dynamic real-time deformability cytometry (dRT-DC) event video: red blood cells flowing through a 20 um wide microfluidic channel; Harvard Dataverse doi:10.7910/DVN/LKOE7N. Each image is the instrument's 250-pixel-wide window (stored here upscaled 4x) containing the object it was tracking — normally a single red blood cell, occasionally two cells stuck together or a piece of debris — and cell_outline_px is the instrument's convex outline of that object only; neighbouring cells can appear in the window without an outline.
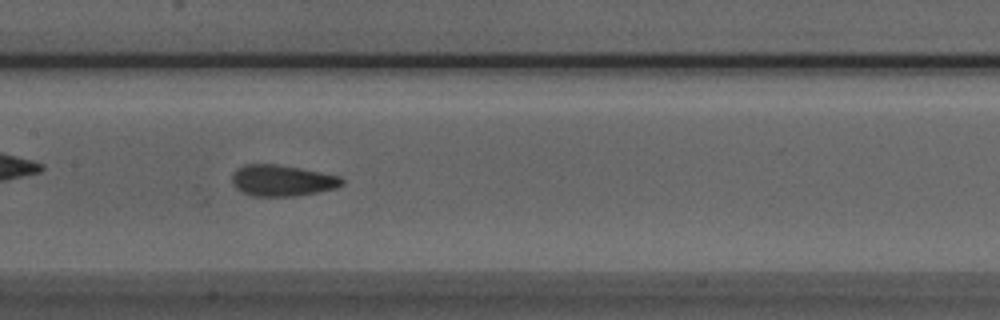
{"species": "Egyptian fruit bat (a non-hibernating species)", "species_latin": "Rousettus aegyptiacus", "temperature_condition": "room temperature", "stored_images_in_passage": 51, "camera_frame_rate_fps": 3000, "um_per_image_px": 0.085, "animal": {"sex": "male"}, "frame": {"image": 1, "passage_image": 24, "time_ms": 7.667, "image_size_px": [1000, 320], "cell_outline_px": [[344, 184], [336, 188], [296, 196], [252, 196], [236, 188], [232, 184], [232, 176], [236, 168], [244, 164], [276, 164], [300, 168], [340, 176], [344, 180]], "centroid_in_image_um": [23.97, 15.34], "position_along_channel_um": 183.4, "area_um2": 20.0}}
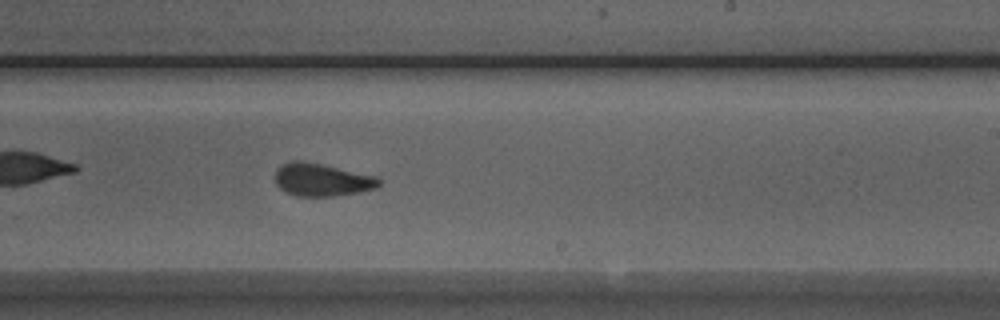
{"frame": {"image": 2, "passage_image": 30, "time_ms": 9.667, "image_size_px": [1000, 320], "cell_outline_px": [[380, 184], [376, 188], [360, 192], [332, 196], [296, 196], [284, 192], [276, 184], [276, 168], [292, 160], [304, 160], [376, 176], [380, 180]], "centroid_in_image_um": [27.34, 15.28], "position_along_channel_um": 261.7, "area_um2": 19.88}}
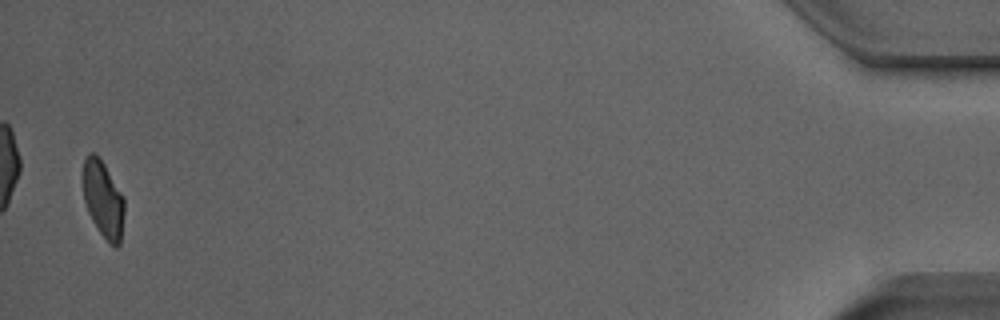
{"frame": {"image": 3, "passage_image": 50, "time_ms": 16.333, "image_size_px": [1000, 320], "cell_outline_px": [[124, 212], [120, 244], [116, 248], [108, 244], [92, 220], [88, 212], [84, 200], [84, 160], [88, 152], [92, 152], [104, 164], [124, 196]], "centroid_in_image_um": [8.79, 16.99], "position_along_channel_um": 426.4, "area_um2": 18.32}, "authors_computed_cell_mechanics": {"area_um2": 19.8832, "velocity_mm_per_s": 3.9274, "shape_relaxation_time_tau1_ms": 7.5979, "shape_relaxation_time_tau2_ms": 1.0392, "deformation_change_tau1": 0.1581, "deformation_change_tau2": 0.069}}